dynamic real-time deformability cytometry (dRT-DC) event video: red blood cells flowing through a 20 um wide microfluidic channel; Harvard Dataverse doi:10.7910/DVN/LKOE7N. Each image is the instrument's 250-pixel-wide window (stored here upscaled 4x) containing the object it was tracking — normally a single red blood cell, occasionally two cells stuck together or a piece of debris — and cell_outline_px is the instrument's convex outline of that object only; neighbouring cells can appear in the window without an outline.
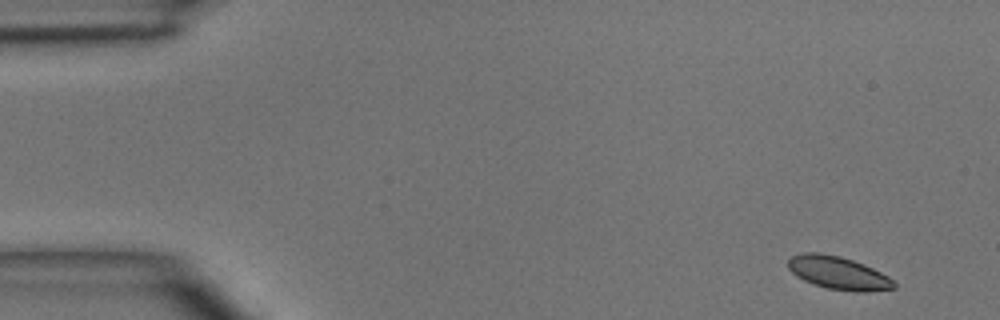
{"species": "common noctule bat (a hibernating species)", "species_latin": "Nyctalus noctula", "temperature_condition": "room temperature", "stored_images_in_passage": 4, "camera_frame_rate_fps": 3000, "um_per_image_px": 0.085, "animal": {"sex": "male", "body_mass_g": 15.6}, "frame": {"image": 1, "passage_image": 1, "time_ms": 0.0, "image_size_px": [1000, 320], "cell_outline_px": [[896, 288], [868, 292], [852, 292], [828, 288], [812, 284], [796, 276], [788, 268], [788, 260], [792, 256], [804, 252], [816, 252], [840, 256], [864, 264], [888, 276], [896, 284]], "centroid_in_image_um": [71.25, 23.21], "position_along_channel_um": 13.7, "area_um2": 20.4}}
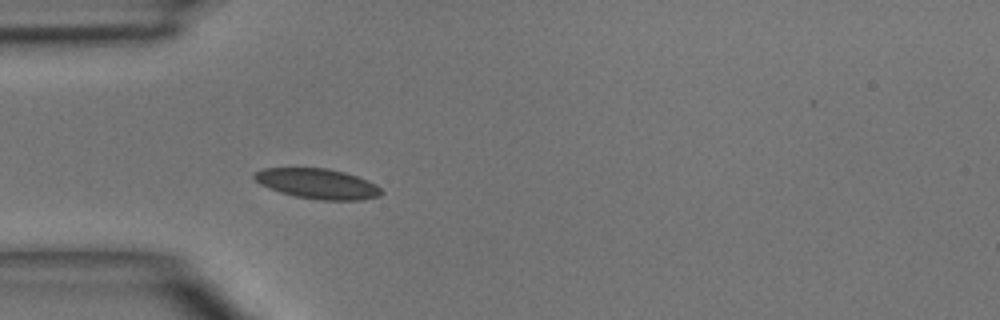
{"frame": {"image": 2, "passage_image": 4, "time_ms": 3.667, "image_size_px": [1000, 320], "cell_outline_px": [[384, 192], [380, 196], [360, 200], [320, 200], [296, 196], [280, 192], [268, 188], [260, 184], [252, 176], [256, 172], [264, 168], [328, 168], [344, 172], [368, 180], [376, 184]], "centroid_in_image_um": [27.01, 15.62], "position_along_channel_um": 58.0, "area_um2": 22.31}}